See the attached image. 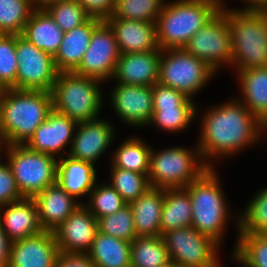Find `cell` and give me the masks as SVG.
<instances>
[{"label":"cell","instance_id":"cell-1","mask_svg":"<svg viewBox=\"0 0 267 267\" xmlns=\"http://www.w3.org/2000/svg\"><path fill=\"white\" fill-rule=\"evenodd\" d=\"M204 116L197 149L209 167L205 158L231 155L259 139L264 129V123L238 100L212 108Z\"/></svg>","mask_w":267,"mask_h":267},{"label":"cell","instance_id":"cell-2","mask_svg":"<svg viewBox=\"0 0 267 267\" xmlns=\"http://www.w3.org/2000/svg\"><path fill=\"white\" fill-rule=\"evenodd\" d=\"M53 110L49 91L2 89L0 93V143L25 145Z\"/></svg>","mask_w":267,"mask_h":267},{"label":"cell","instance_id":"cell-3","mask_svg":"<svg viewBox=\"0 0 267 267\" xmlns=\"http://www.w3.org/2000/svg\"><path fill=\"white\" fill-rule=\"evenodd\" d=\"M238 71L267 67V11L226 10Z\"/></svg>","mask_w":267,"mask_h":267},{"label":"cell","instance_id":"cell-4","mask_svg":"<svg viewBox=\"0 0 267 267\" xmlns=\"http://www.w3.org/2000/svg\"><path fill=\"white\" fill-rule=\"evenodd\" d=\"M215 173L209 167L184 189L189 193L192 204L191 226L219 243L226 226L228 209Z\"/></svg>","mask_w":267,"mask_h":267},{"label":"cell","instance_id":"cell-5","mask_svg":"<svg viewBox=\"0 0 267 267\" xmlns=\"http://www.w3.org/2000/svg\"><path fill=\"white\" fill-rule=\"evenodd\" d=\"M101 81L74 72H59L53 85V110L77 123L97 119L102 105Z\"/></svg>","mask_w":267,"mask_h":267},{"label":"cell","instance_id":"cell-6","mask_svg":"<svg viewBox=\"0 0 267 267\" xmlns=\"http://www.w3.org/2000/svg\"><path fill=\"white\" fill-rule=\"evenodd\" d=\"M217 13L203 3L178 0L163 6L156 21V38L161 50L184 48L195 35Z\"/></svg>","mask_w":267,"mask_h":267},{"label":"cell","instance_id":"cell-7","mask_svg":"<svg viewBox=\"0 0 267 267\" xmlns=\"http://www.w3.org/2000/svg\"><path fill=\"white\" fill-rule=\"evenodd\" d=\"M200 151L175 147L155 153L151 150L148 180L151 187L162 189L185 188L198 179L209 166L201 159ZM197 158V159H196Z\"/></svg>","mask_w":267,"mask_h":267},{"label":"cell","instance_id":"cell-8","mask_svg":"<svg viewBox=\"0 0 267 267\" xmlns=\"http://www.w3.org/2000/svg\"><path fill=\"white\" fill-rule=\"evenodd\" d=\"M6 149L7 163L23 197L33 198L57 182L56 157L33 151L26 145H7Z\"/></svg>","mask_w":267,"mask_h":267},{"label":"cell","instance_id":"cell-9","mask_svg":"<svg viewBox=\"0 0 267 267\" xmlns=\"http://www.w3.org/2000/svg\"><path fill=\"white\" fill-rule=\"evenodd\" d=\"M214 72L206 62L187 53L183 48L161 51L158 82L179 90L188 97L201 90Z\"/></svg>","mask_w":267,"mask_h":267},{"label":"cell","instance_id":"cell-10","mask_svg":"<svg viewBox=\"0 0 267 267\" xmlns=\"http://www.w3.org/2000/svg\"><path fill=\"white\" fill-rule=\"evenodd\" d=\"M171 262L186 267H220L216 243L192 226L173 229L162 234Z\"/></svg>","mask_w":267,"mask_h":267},{"label":"cell","instance_id":"cell-11","mask_svg":"<svg viewBox=\"0 0 267 267\" xmlns=\"http://www.w3.org/2000/svg\"><path fill=\"white\" fill-rule=\"evenodd\" d=\"M16 89L52 91L59 71L54 57L16 34Z\"/></svg>","mask_w":267,"mask_h":267},{"label":"cell","instance_id":"cell-12","mask_svg":"<svg viewBox=\"0 0 267 267\" xmlns=\"http://www.w3.org/2000/svg\"><path fill=\"white\" fill-rule=\"evenodd\" d=\"M216 71L220 63L232 64L233 51L227 16L217 12L183 48Z\"/></svg>","mask_w":267,"mask_h":267},{"label":"cell","instance_id":"cell-13","mask_svg":"<svg viewBox=\"0 0 267 267\" xmlns=\"http://www.w3.org/2000/svg\"><path fill=\"white\" fill-rule=\"evenodd\" d=\"M120 51L115 34L103 20L93 31L90 44L74 73L104 81L114 76Z\"/></svg>","mask_w":267,"mask_h":267},{"label":"cell","instance_id":"cell-14","mask_svg":"<svg viewBox=\"0 0 267 267\" xmlns=\"http://www.w3.org/2000/svg\"><path fill=\"white\" fill-rule=\"evenodd\" d=\"M53 231L11 242L8 267H55L59 254Z\"/></svg>","mask_w":267,"mask_h":267},{"label":"cell","instance_id":"cell-15","mask_svg":"<svg viewBox=\"0 0 267 267\" xmlns=\"http://www.w3.org/2000/svg\"><path fill=\"white\" fill-rule=\"evenodd\" d=\"M98 231V220L81 204L55 229L60 252L87 253Z\"/></svg>","mask_w":267,"mask_h":267},{"label":"cell","instance_id":"cell-16","mask_svg":"<svg viewBox=\"0 0 267 267\" xmlns=\"http://www.w3.org/2000/svg\"><path fill=\"white\" fill-rule=\"evenodd\" d=\"M111 95L113 107L123 121L134 126L149 124L153 116L152 87L117 84Z\"/></svg>","mask_w":267,"mask_h":267},{"label":"cell","instance_id":"cell-17","mask_svg":"<svg viewBox=\"0 0 267 267\" xmlns=\"http://www.w3.org/2000/svg\"><path fill=\"white\" fill-rule=\"evenodd\" d=\"M161 49L120 54L113 78L118 84L152 87L159 79Z\"/></svg>","mask_w":267,"mask_h":267},{"label":"cell","instance_id":"cell-18","mask_svg":"<svg viewBox=\"0 0 267 267\" xmlns=\"http://www.w3.org/2000/svg\"><path fill=\"white\" fill-rule=\"evenodd\" d=\"M77 128L68 156L93 164L113 140V127L104 120L95 119L80 122Z\"/></svg>","mask_w":267,"mask_h":267},{"label":"cell","instance_id":"cell-19","mask_svg":"<svg viewBox=\"0 0 267 267\" xmlns=\"http://www.w3.org/2000/svg\"><path fill=\"white\" fill-rule=\"evenodd\" d=\"M77 124L68 116L52 110L25 145L33 151L55 156L74 138L73 130Z\"/></svg>","mask_w":267,"mask_h":267},{"label":"cell","instance_id":"cell-20","mask_svg":"<svg viewBox=\"0 0 267 267\" xmlns=\"http://www.w3.org/2000/svg\"><path fill=\"white\" fill-rule=\"evenodd\" d=\"M33 199L37 205L41 228L45 231L57 229L81 205L76 203L74 197L65 191L58 182L47 186Z\"/></svg>","mask_w":267,"mask_h":267},{"label":"cell","instance_id":"cell-21","mask_svg":"<svg viewBox=\"0 0 267 267\" xmlns=\"http://www.w3.org/2000/svg\"><path fill=\"white\" fill-rule=\"evenodd\" d=\"M113 29L120 54L153 51L158 48L156 24L121 19L105 20Z\"/></svg>","mask_w":267,"mask_h":267},{"label":"cell","instance_id":"cell-22","mask_svg":"<svg viewBox=\"0 0 267 267\" xmlns=\"http://www.w3.org/2000/svg\"><path fill=\"white\" fill-rule=\"evenodd\" d=\"M3 218L0 212V223L5 234L11 242L37 235L43 231L41 228L38 209L33 198H26L5 204Z\"/></svg>","mask_w":267,"mask_h":267},{"label":"cell","instance_id":"cell-23","mask_svg":"<svg viewBox=\"0 0 267 267\" xmlns=\"http://www.w3.org/2000/svg\"><path fill=\"white\" fill-rule=\"evenodd\" d=\"M103 20L90 17L85 23L64 32L61 45L53 56L59 72H73L81 63L87 51L94 29Z\"/></svg>","mask_w":267,"mask_h":267},{"label":"cell","instance_id":"cell-24","mask_svg":"<svg viewBox=\"0 0 267 267\" xmlns=\"http://www.w3.org/2000/svg\"><path fill=\"white\" fill-rule=\"evenodd\" d=\"M163 203L164 189L151 187L129 204L137 237L162 236L160 222Z\"/></svg>","mask_w":267,"mask_h":267},{"label":"cell","instance_id":"cell-25","mask_svg":"<svg viewBox=\"0 0 267 267\" xmlns=\"http://www.w3.org/2000/svg\"><path fill=\"white\" fill-rule=\"evenodd\" d=\"M63 35L64 32L50 14L38 7L32 12L21 33L28 42L52 56L57 53Z\"/></svg>","mask_w":267,"mask_h":267},{"label":"cell","instance_id":"cell-26","mask_svg":"<svg viewBox=\"0 0 267 267\" xmlns=\"http://www.w3.org/2000/svg\"><path fill=\"white\" fill-rule=\"evenodd\" d=\"M96 171L94 165L67 156L57 164V182L71 196L79 197L91 192L95 186Z\"/></svg>","mask_w":267,"mask_h":267},{"label":"cell","instance_id":"cell-27","mask_svg":"<svg viewBox=\"0 0 267 267\" xmlns=\"http://www.w3.org/2000/svg\"><path fill=\"white\" fill-rule=\"evenodd\" d=\"M131 242L97 231L87 252L95 267H131Z\"/></svg>","mask_w":267,"mask_h":267},{"label":"cell","instance_id":"cell-28","mask_svg":"<svg viewBox=\"0 0 267 267\" xmlns=\"http://www.w3.org/2000/svg\"><path fill=\"white\" fill-rule=\"evenodd\" d=\"M239 78L243 97L245 95V101L242 103L262 123H265L267 121V67L239 71Z\"/></svg>","mask_w":267,"mask_h":267},{"label":"cell","instance_id":"cell-29","mask_svg":"<svg viewBox=\"0 0 267 267\" xmlns=\"http://www.w3.org/2000/svg\"><path fill=\"white\" fill-rule=\"evenodd\" d=\"M192 225V204L184 188L164 189L161 235L167 231Z\"/></svg>","mask_w":267,"mask_h":267},{"label":"cell","instance_id":"cell-30","mask_svg":"<svg viewBox=\"0 0 267 267\" xmlns=\"http://www.w3.org/2000/svg\"><path fill=\"white\" fill-rule=\"evenodd\" d=\"M130 254L131 267H164L170 262L162 236L136 237Z\"/></svg>","mask_w":267,"mask_h":267},{"label":"cell","instance_id":"cell-31","mask_svg":"<svg viewBox=\"0 0 267 267\" xmlns=\"http://www.w3.org/2000/svg\"><path fill=\"white\" fill-rule=\"evenodd\" d=\"M139 138L126 140L116 151L113 166L148 175L151 148Z\"/></svg>","mask_w":267,"mask_h":267},{"label":"cell","instance_id":"cell-32","mask_svg":"<svg viewBox=\"0 0 267 267\" xmlns=\"http://www.w3.org/2000/svg\"><path fill=\"white\" fill-rule=\"evenodd\" d=\"M36 8L35 0H0V34L21 35Z\"/></svg>","mask_w":267,"mask_h":267},{"label":"cell","instance_id":"cell-33","mask_svg":"<svg viewBox=\"0 0 267 267\" xmlns=\"http://www.w3.org/2000/svg\"><path fill=\"white\" fill-rule=\"evenodd\" d=\"M233 256L246 267H267V237L263 233H238Z\"/></svg>","mask_w":267,"mask_h":267},{"label":"cell","instance_id":"cell-34","mask_svg":"<svg viewBox=\"0 0 267 267\" xmlns=\"http://www.w3.org/2000/svg\"><path fill=\"white\" fill-rule=\"evenodd\" d=\"M164 4L163 0H116L115 11L109 18L156 23Z\"/></svg>","mask_w":267,"mask_h":267},{"label":"cell","instance_id":"cell-35","mask_svg":"<svg viewBox=\"0 0 267 267\" xmlns=\"http://www.w3.org/2000/svg\"><path fill=\"white\" fill-rule=\"evenodd\" d=\"M111 185L130 204L151 188L148 175L135 171L116 168L112 165Z\"/></svg>","mask_w":267,"mask_h":267},{"label":"cell","instance_id":"cell-36","mask_svg":"<svg viewBox=\"0 0 267 267\" xmlns=\"http://www.w3.org/2000/svg\"><path fill=\"white\" fill-rule=\"evenodd\" d=\"M98 230L106 235L132 242L136 237L133 212L129 204L98 219Z\"/></svg>","mask_w":267,"mask_h":267},{"label":"cell","instance_id":"cell-37","mask_svg":"<svg viewBox=\"0 0 267 267\" xmlns=\"http://www.w3.org/2000/svg\"><path fill=\"white\" fill-rule=\"evenodd\" d=\"M63 32L85 23L91 16L78 0L56 2L44 8Z\"/></svg>","mask_w":267,"mask_h":267},{"label":"cell","instance_id":"cell-38","mask_svg":"<svg viewBox=\"0 0 267 267\" xmlns=\"http://www.w3.org/2000/svg\"><path fill=\"white\" fill-rule=\"evenodd\" d=\"M16 34H0V89H16Z\"/></svg>","mask_w":267,"mask_h":267},{"label":"cell","instance_id":"cell-39","mask_svg":"<svg viewBox=\"0 0 267 267\" xmlns=\"http://www.w3.org/2000/svg\"><path fill=\"white\" fill-rule=\"evenodd\" d=\"M257 194L239 219V233H264L267 230V188Z\"/></svg>","mask_w":267,"mask_h":267},{"label":"cell","instance_id":"cell-40","mask_svg":"<svg viewBox=\"0 0 267 267\" xmlns=\"http://www.w3.org/2000/svg\"><path fill=\"white\" fill-rule=\"evenodd\" d=\"M90 194V205L85 206L97 220L103 216L113 214L127 205L111 184L94 186Z\"/></svg>","mask_w":267,"mask_h":267},{"label":"cell","instance_id":"cell-41","mask_svg":"<svg viewBox=\"0 0 267 267\" xmlns=\"http://www.w3.org/2000/svg\"><path fill=\"white\" fill-rule=\"evenodd\" d=\"M195 107H153L149 124L155 123L168 131L183 130L195 118Z\"/></svg>","mask_w":267,"mask_h":267},{"label":"cell","instance_id":"cell-42","mask_svg":"<svg viewBox=\"0 0 267 267\" xmlns=\"http://www.w3.org/2000/svg\"><path fill=\"white\" fill-rule=\"evenodd\" d=\"M153 107H196L186 94L159 82L152 86Z\"/></svg>","mask_w":267,"mask_h":267},{"label":"cell","instance_id":"cell-43","mask_svg":"<svg viewBox=\"0 0 267 267\" xmlns=\"http://www.w3.org/2000/svg\"><path fill=\"white\" fill-rule=\"evenodd\" d=\"M23 198L17 188L10 166L0 163V207Z\"/></svg>","mask_w":267,"mask_h":267},{"label":"cell","instance_id":"cell-44","mask_svg":"<svg viewBox=\"0 0 267 267\" xmlns=\"http://www.w3.org/2000/svg\"><path fill=\"white\" fill-rule=\"evenodd\" d=\"M84 10L91 16L106 20L113 15L116 0H78Z\"/></svg>","mask_w":267,"mask_h":267},{"label":"cell","instance_id":"cell-45","mask_svg":"<svg viewBox=\"0 0 267 267\" xmlns=\"http://www.w3.org/2000/svg\"><path fill=\"white\" fill-rule=\"evenodd\" d=\"M55 267H95L87 253L59 252Z\"/></svg>","mask_w":267,"mask_h":267},{"label":"cell","instance_id":"cell-46","mask_svg":"<svg viewBox=\"0 0 267 267\" xmlns=\"http://www.w3.org/2000/svg\"><path fill=\"white\" fill-rule=\"evenodd\" d=\"M11 241L0 223V267H8Z\"/></svg>","mask_w":267,"mask_h":267},{"label":"cell","instance_id":"cell-47","mask_svg":"<svg viewBox=\"0 0 267 267\" xmlns=\"http://www.w3.org/2000/svg\"><path fill=\"white\" fill-rule=\"evenodd\" d=\"M250 5L242 10L267 11V0H246Z\"/></svg>","mask_w":267,"mask_h":267},{"label":"cell","instance_id":"cell-48","mask_svg":"<svg viewBox=\"0 0 267 267\" xmlns=\"http://www.w3.org/2000/svg\"><path fill=\"white\" fill-rule=\"evenodd\" d=\"M188 2H195V3H203L206 5L211 6L213 9H215L217 12H224L226 9L225 7L222 8V4L220 0H185Z\"/></svg>","mask_w":267,"mask_h":267},{"label":"cell","instance_id":"cell-49","mask_svg":"<svg viewBox=\"0 0 267 267\" xmlns=\"http://www.w3.org/2000/svg\"><path fill=\"white\" fill-rule=\"evenodd\" d=\"M70 1V0H35L36 7L44 9L47 5L54 4L56 2Z\"/></svg>","mask_w":267,"mask_h":267},{"label":"cell","instance_id":"cell-50","mask_svg":"<svg viewBox=\"0 0 267 267\" xmlns=\"http://www.w3.org/2000/svg\"><path fill=\"white\" fill-rule=\"evenodd\" d=\"M164 267H186L184 265H181V264H176V263H173V262H169L166 266Z\"/></svg>","mask_w":267,"mask_h":267},{"label":"cell","instance_id":"cell-51","mask_svg":"<svg viewBox=\"0 0 267 267\" xmlns=\"http://www.w3.org/2000/svg\"><path fill=\"white\" fill-rule=\"evenodd\" d=\"M267 131V121L264 123V132Z\"/></svg>","mask_w":267,"mask_h":267},{"label":"cell","instance_id":"cell-52","mask_svg":"<svg viewBox=\"0 0 267 267\" xmlns=\"http://www.w3.org/2000/svg\"><path fill=\"white\" fill-rule=\"evenodd\" d=\"M263 234L267 237V230Z\"/></svg>","mask_w":267,"mask_h":267}]
</instances>
